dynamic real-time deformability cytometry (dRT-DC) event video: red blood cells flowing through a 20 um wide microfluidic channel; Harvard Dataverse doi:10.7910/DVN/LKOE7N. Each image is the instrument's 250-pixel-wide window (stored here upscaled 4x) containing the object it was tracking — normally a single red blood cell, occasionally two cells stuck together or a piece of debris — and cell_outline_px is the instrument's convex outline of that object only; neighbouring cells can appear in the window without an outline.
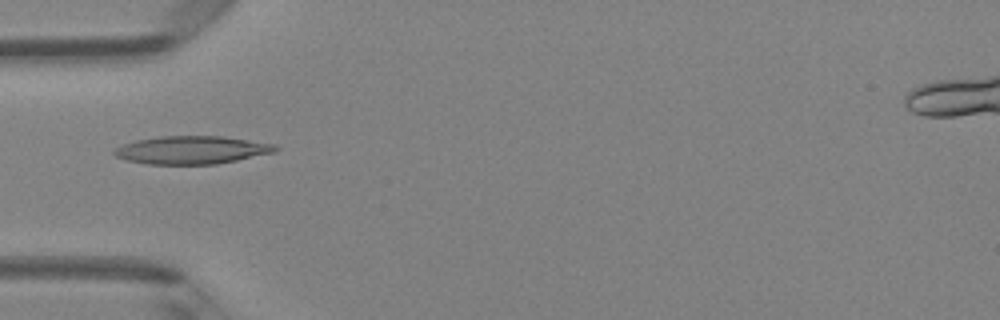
{"species": "Egyptian fruit bat (a non-hibernating species)", "species_latin": "Rousettus aegyptiacus", "temperature_condition": "room temperature", "stored_images_in_passage": 4, "camera_frame_rate_fps": 3000, "um_per_image_px": 0.085, "animal": {"sex": "female"}, "frame": {"image": 1, "passage_image": 4, "time_ms": 4.333, "image_size_px": [1000, 320], "cell_outline_px": [[280, 148], [276, 152], [216, 164], [148, 164], [128, 160], [116, 156], [112, 152], [116, 148], [124, 144], [136, 140], [160, 136], [224, 136], [276, 144]], "centroid_in_image_um": [16.35, 12.74], "position_along_channel_um": 68.7, "area_um2": 26.24}}